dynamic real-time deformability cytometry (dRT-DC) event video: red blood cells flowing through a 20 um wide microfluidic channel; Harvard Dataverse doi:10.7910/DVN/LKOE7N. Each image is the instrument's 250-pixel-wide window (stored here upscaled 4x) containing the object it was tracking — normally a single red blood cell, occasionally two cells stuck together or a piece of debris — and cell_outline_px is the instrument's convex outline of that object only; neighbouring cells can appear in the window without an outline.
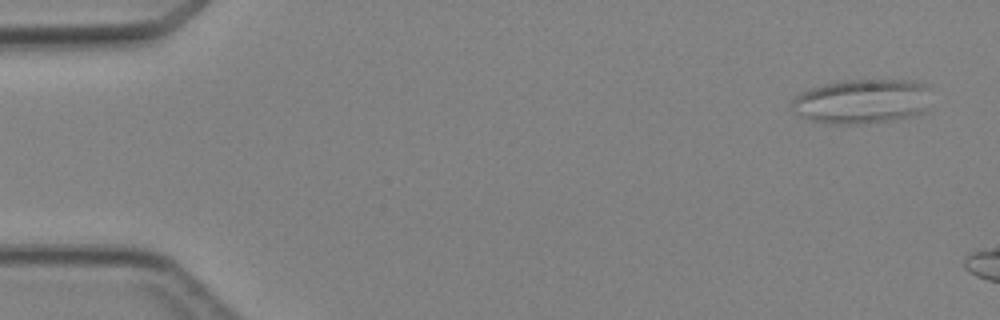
{"species": "Egyptian fruit bat (a non-hibernating species)", "species_latin": "Rousettus aegyptiacus", "temperature_condition": "cold", "stored_images_in_passage": 4, "camera_frame_rate_fps": 3000, "um_per_image_px": 0.085, "animal": {"sex": "female"}, "frame": {"image": 1, "passage_image": 1, "time_ms": 0.0, "image_size_px": [1000, 320], "cell_outline_px": [[928, 88], [924, 108], [920, 112], [912, 116], [892, 120], [856, 124], [836, 124], [812, 120], [800, 116], [792, 108], [792, 100], [800, 92], [808, 88], [840, 80], [912, 80], [928, 84]], "centroid_in_image_um": [73.21, 8.59], "position_along_channel_um": 11.8, "area_um2": 35.89}}